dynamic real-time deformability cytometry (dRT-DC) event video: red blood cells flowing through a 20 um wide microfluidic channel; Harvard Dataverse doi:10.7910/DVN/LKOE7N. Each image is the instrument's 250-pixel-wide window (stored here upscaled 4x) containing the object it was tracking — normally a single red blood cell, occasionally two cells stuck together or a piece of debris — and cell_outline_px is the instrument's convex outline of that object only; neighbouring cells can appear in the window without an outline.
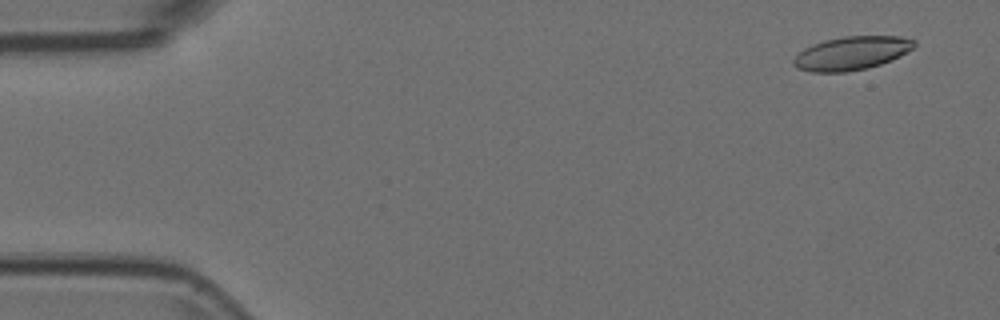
{"species": "Egyptian fruit bat (a non-hibernating species)", "species_latin": "Rousettus aegyptiacus", "temperature_condition": "room temperature", "stored_images_in_passage": 54, "camera_frame_rate_fps": 3000, "um_per_image_px": 0.085, "animal": {"sex": "female"}, "frame": {"image": 1, "passage_image": 3, "time_ms": 0.667, "image_size_px": [1000, 320], "cell_outline_px": [[916, 44], [912, 48], [900, 56], [880, 64], [868, 68], [844, 72], [812, 72], [796, 68], [792, 64], [792, 60], [804, 48], [812, 44], [824, 40], [844, 36], [900, 36], [916, 40]], "centroid_in_image_um": [72.36, 4.52], "position_along_channel_um": 12.6, "area_um2": 23.58}}
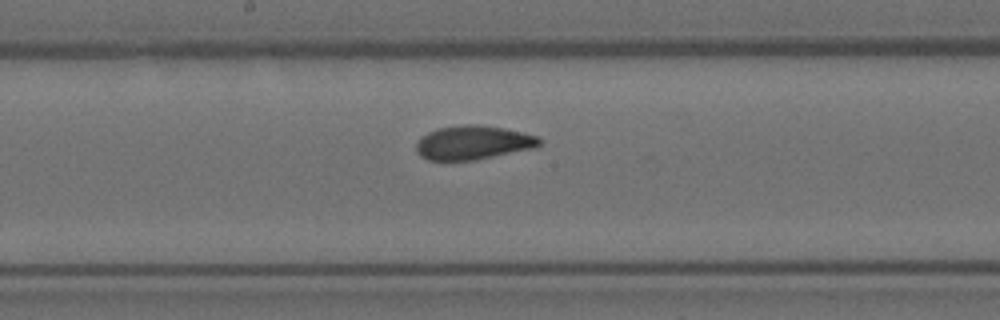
{"frame": {"image": 2, "passage_image": 28, "time_ms": 9.0, "image_size_px": [1000, 320], "cell_outline_px": [[544, 140], [536, 148], [476, 160], [428, 160], [420, 156], [416, 152], [416, 144], [420, 136], [436, 128], [464, 124], [480, 124], [504, 128], [524, 132], [536, 136]], "centroid_in_image_um": [40.22, 12.11], "position_along_channel_um": 208.0, "area_um2": 24.8}}
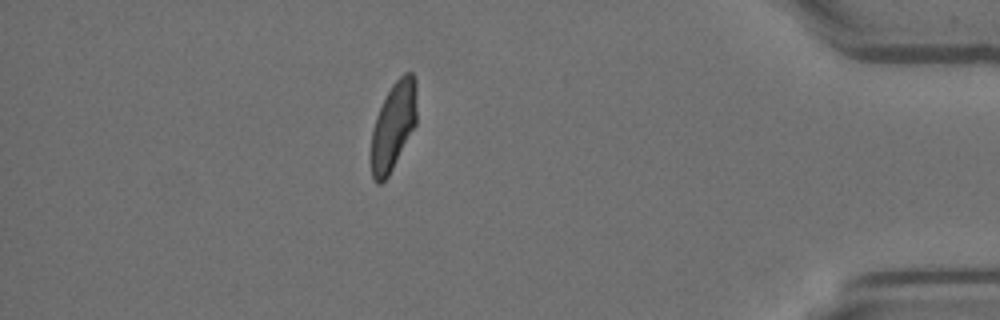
{"frame": {"image": 3, "passage_image": 47, "time_ms": 15.333, "image_size_px": [1000, 320], "cell_outline_px": [[416, 124], [388, 176], [380, 184], [376, 184], [372, 180], [372, 128], [376, 116], [392, 84], [404, 72], [412, 72], [416, 80]], "centroid_in_image_um": [33.44, 10.69], "position_along_channel_um": 401.8, "area_um2": 23.12}}